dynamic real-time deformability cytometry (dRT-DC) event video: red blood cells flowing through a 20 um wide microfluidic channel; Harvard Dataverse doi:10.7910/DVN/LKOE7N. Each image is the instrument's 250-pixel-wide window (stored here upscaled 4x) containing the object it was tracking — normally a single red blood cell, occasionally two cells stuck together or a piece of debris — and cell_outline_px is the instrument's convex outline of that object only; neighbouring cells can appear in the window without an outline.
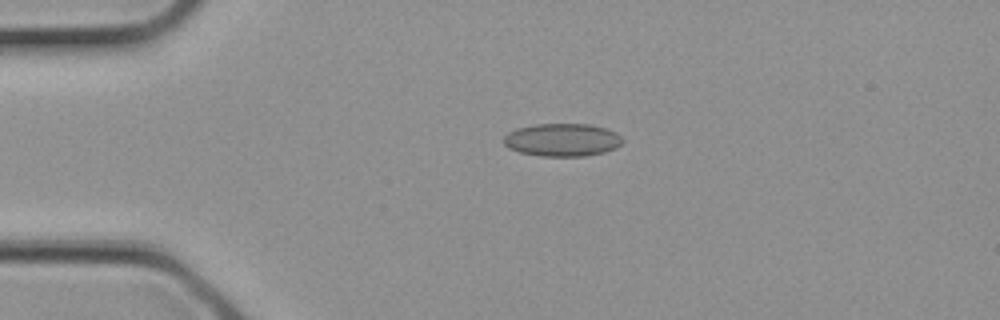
{"species": "common noctule bat (a hibernating species)", "species_latin": "Nyctalus noctula", "temperature_condition": "cold", "stored_images_in_passage": 4, "camera_frame_rate_fps": 3000, "um_per_image_px": 0.085, "animal": {"sex": "female", "body_mass_g": 21.9}, "frame": {"image": 1, "passage_image": 4, "time_ms": 1.0, "image_size_px": [1000, 320], "cell_outline_px": [[624, 140], [616, 148], [604, 152], [584, 156], [540, 156], [520, 152], [508, 148], [504, 144], [504, 136], [508, 132], [516, 128], [536, 124], [588, 124], [604, 128], [616, 132]], "centroid_in_image_um": [47.78, 11.89], "position_along_channel_um": 37.2, "area_um2": 22.77}}